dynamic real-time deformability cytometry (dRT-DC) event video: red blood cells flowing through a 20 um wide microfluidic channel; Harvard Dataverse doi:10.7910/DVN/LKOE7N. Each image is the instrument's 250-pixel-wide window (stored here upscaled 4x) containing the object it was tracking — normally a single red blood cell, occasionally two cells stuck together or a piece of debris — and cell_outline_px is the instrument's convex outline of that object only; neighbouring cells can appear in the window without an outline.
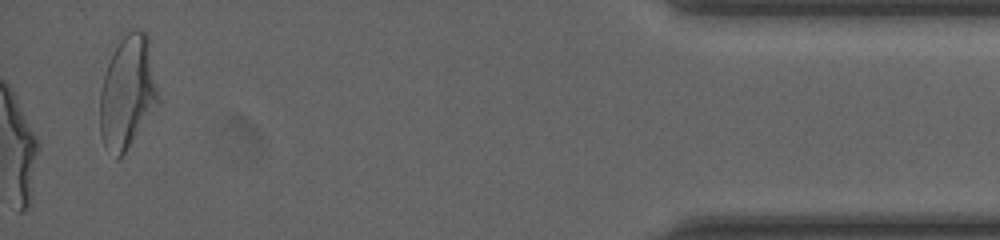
{"species": "human", "species_latin": "Homo sapiens", "temperature_condition": "cold", "stored_images_in_passage": 30, "camera_frame_rate_fps": 3000, "um_per_image_px": 0.085, "donor": {"sex": "male"}, "frame": {"image": 1, "passage_image": 30, "time_ms": 9.667, "image_size_px": [1000, 240], "cell_outline_px": [[156, 100], [120, 160], [116, 160], [104, 144], [100, 136], [100, 92], [104, 76], [108, 64], [120, 40], [128, 32], [136, 28], [144, 32], [148, 36], [156, 88]], "centroid_in_image_um": [10.77, 7.84], "position_along_channel_um": 424.4, "area_um2": 36.59}}